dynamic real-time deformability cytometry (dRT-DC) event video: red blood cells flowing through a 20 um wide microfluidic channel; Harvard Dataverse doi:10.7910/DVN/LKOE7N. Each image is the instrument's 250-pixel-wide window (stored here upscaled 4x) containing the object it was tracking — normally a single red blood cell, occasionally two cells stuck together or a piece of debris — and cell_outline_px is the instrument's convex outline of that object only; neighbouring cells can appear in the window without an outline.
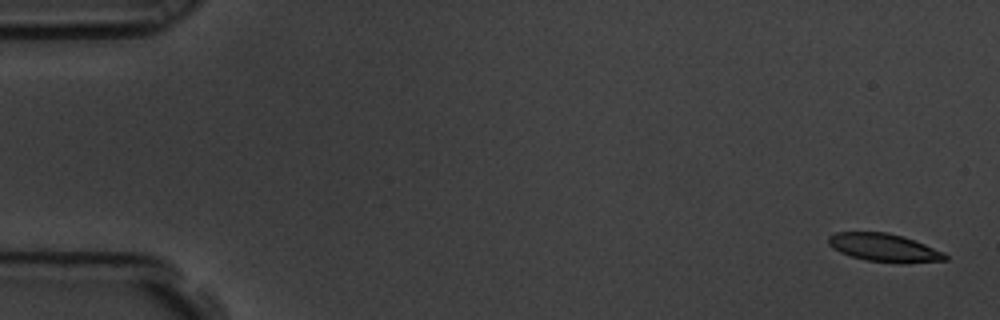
{"species": "common noctule bat (a hibernating species)", "species_latin": "Nyctalus noctula", "temperature_condition": "room temperature", "stored_images_in_passage": 6, "camera_frame_rate_fps": 3000, "um_per_image_px": 0.085, "animal": {"sex": "male", "body_mass_g": 19.5, "forearm_length_mm": 54.6}, "frame": {"image": 1, "passage_image": 1, "time_ms": 0.0, "image_size_px": [1000, 320], "cell_outline_px": [[948, 260], [904, 264], [900, 264], [868, 260], [852, 256], [840, 252], [832, 248], [828, 244], [828, 236], [836, 232], [888, 232], [904, 236], [944, 252], [948, 256]], "centroid_in_image_um": [75.18, 21.06], "position_along_channel_um": 9.8, "area_um2": 19.31}}